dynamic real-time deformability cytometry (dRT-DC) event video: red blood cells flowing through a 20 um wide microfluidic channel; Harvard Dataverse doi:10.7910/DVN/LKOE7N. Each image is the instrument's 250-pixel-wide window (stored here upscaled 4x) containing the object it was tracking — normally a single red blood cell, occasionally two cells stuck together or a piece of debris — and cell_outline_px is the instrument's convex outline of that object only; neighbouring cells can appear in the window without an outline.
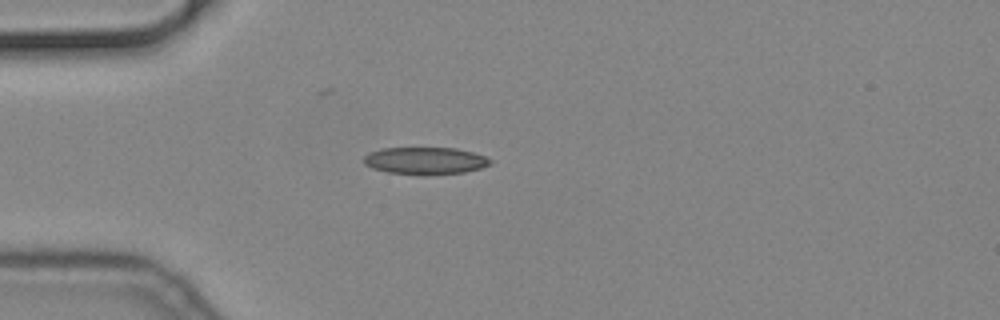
{"species": "common noctule bat (a hibernating species)", "species_latin": "Nyctalus noctula", "temperature_condition": "cold", "stored_images_in_passage": 42, "camera_frame_rate_fps": 3000, "um_per_image_px": 0.085, "animal": {"sex": "male", "body_mass_g": 19.2, "forearm_length_mm": 51.8}, "frame": {"image": 1, "passage_image": 1, "time_ms": 0.0, "image_size_px": [1000, 320], "cell_outline_px": [[492, 164], [480, 168], [464, 172], [424, 176], [388, 172], [372, 168], [364, 164], [364, 156], [368, 152], [384, 148], [456, 148], [472, 152], [484, 156], [492, 160]], "centroid_in_image_um": [36.14, 13.67], "position_along_channel_um": 48.9, "area_um2": 20.23}}
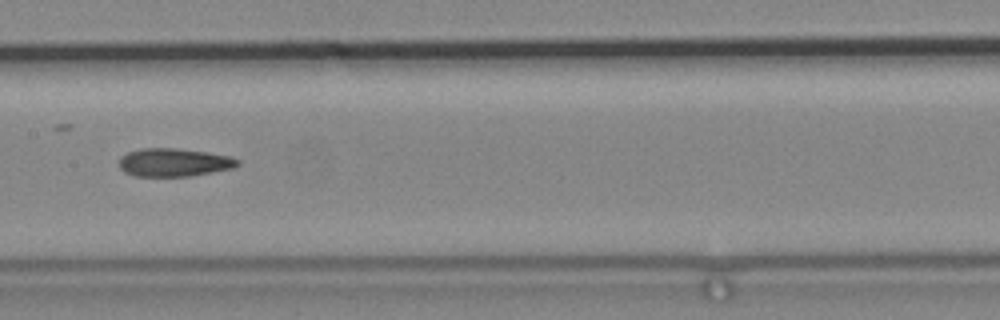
{"frame": {"image": 2, "passage_image": 14, "time_ms": 4.333, "image_size_px": [1000, 320], "cell_outline_px": [[240, 164], [236, 168], [192, 176], [136, 176], [124, 172], [120, 168], [120, 156], [128, 152], [140, 148], [176, 148], [208, 152], [228, 156], [240, 160]], "centroid_in_image_um": [14.82, 13.8], "position_along_channel_um": 192.6, "area_um2": 19.65}}
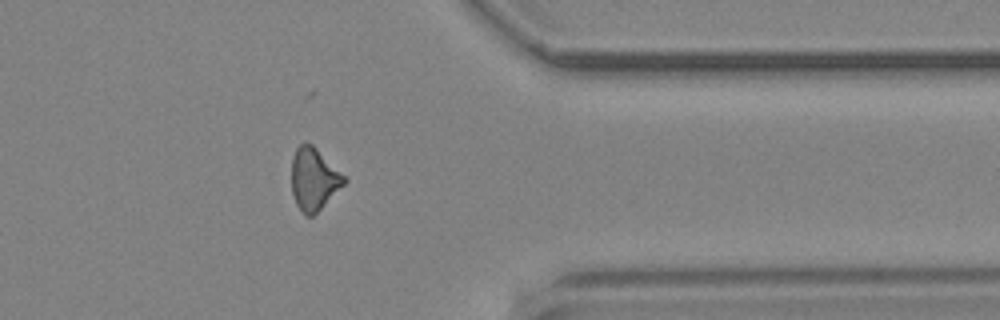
{"frame": {"image": 3, "passage_image": 31, "time_ms": 10.0, "image_size_px": [1000, 320], "cell_outline_px": [[348, 180], [312, 216], [304, 216], [300, 212], [296, 204], [292, 192], [292, 156], [296, 148], [304, 140], [312, 144]], "centroid_in_image_um": [26.64, 15.21], "position_along_channel_um": 384.8, "area_um2": 18.84}}